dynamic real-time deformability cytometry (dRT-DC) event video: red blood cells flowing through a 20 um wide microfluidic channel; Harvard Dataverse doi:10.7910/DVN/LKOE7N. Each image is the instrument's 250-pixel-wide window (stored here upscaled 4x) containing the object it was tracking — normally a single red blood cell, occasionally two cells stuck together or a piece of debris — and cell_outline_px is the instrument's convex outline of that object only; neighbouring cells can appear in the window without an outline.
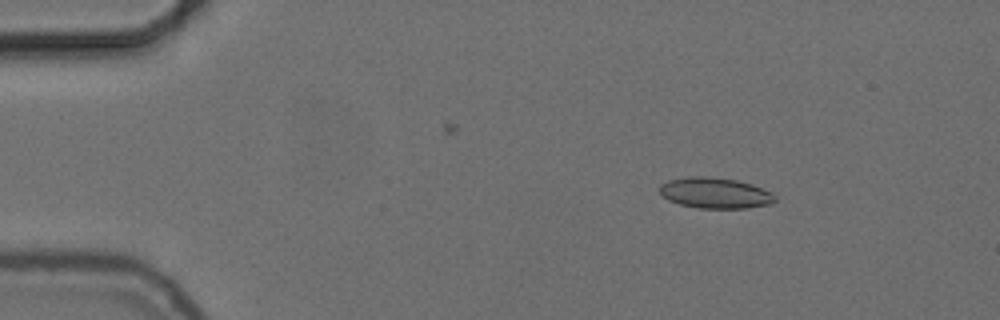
{"species": "common noctule bat (a hibernating species)", "species_latin": "Nyctalus noctula", "temperature_condition": "cold", "stored_images_in_passage": 14, "camera_frame_rate_fps": 3000, "um_per_image_px": 0.085, "animal": {"sex": "female", "body_mass_g": 24.6, "forearm_length_mm": 56.2}, "frame": {"image": 1, "passage_image": 2, "time_ms": 0.333, "image_size_px": [1000, 320], "cell_outline_px": [[776, 200], [772, 204], [748, 208], [696, 208], [680, 204], [668, 200], [660, 192], [660, 184], [668, 180], [688, 176], [704, 176], [736, 180], [752, 184], [772, 192], [776, 196]], "centroid_in_image_um": [60.8, 16.41], "position_along_channel_um": 24.2, "area_um2": 20.81}}
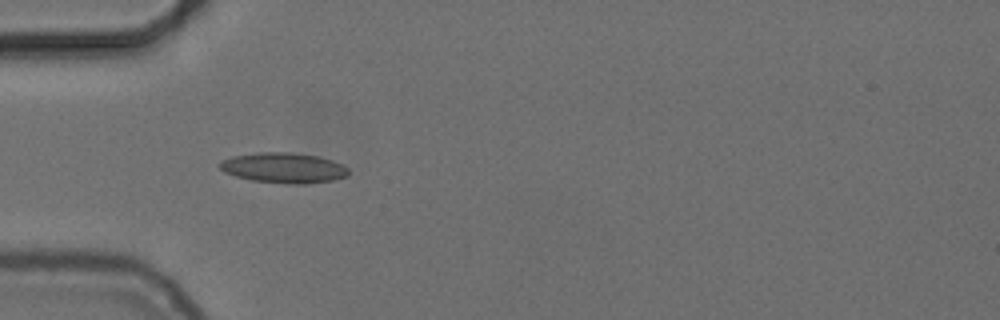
{"frame": {"image": 2, "passage_image": 11, "time_ms": 3.333, "image_size_px": [1000, 320], "cell_outline_px": [[348, 176], [332, 180], [304, 184], [288, 184], [252, 180], [236, 176], [224, 172], [216, 164], [220, 160], [232, 156], [260, 152], [292, 152], [320, 156], [344, 164], [348, 168]], "centroid_in_image_um": [24.11, 14.26], "position_along_channel_um": 60.9, "area_um2": 23.0}}